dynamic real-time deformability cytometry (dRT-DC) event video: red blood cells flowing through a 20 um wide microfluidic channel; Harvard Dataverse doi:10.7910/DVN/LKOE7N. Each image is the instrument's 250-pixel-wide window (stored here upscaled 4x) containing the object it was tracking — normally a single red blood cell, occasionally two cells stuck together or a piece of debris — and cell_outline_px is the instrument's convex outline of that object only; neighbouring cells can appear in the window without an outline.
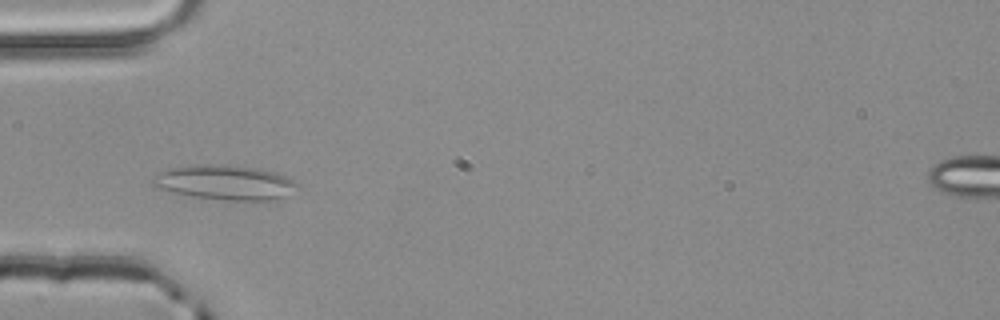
{"species": "common noctule bat (a hibernating species)", "species_latin": "Nyctalus noctula", "temperature_condition": "room temperature", "stored_images_in_passage": 4, "camera_frame_rate_fps": 3000, "um_per_image_px": 0.085, "animal": {"sex": "male", "body_mass_g": 20.4}, "frame": {"image": 1, "passage_image": 3, "time_ms": 0.667, "image_size_px": [1000, 320], "cell_outline_px": [[300, 188], [288, 196], [276, 200], [224, 200], [192, 196], [168, 192], [152, 184], [152, 176], [168, 168], [196, 164], [220, 164], [252, 168], [276, 172], [292, 180]], "centroid_in_image_um": [19.11, 15.52], "position_along_channel_um": 65.9, "area_um2": 29.36}}